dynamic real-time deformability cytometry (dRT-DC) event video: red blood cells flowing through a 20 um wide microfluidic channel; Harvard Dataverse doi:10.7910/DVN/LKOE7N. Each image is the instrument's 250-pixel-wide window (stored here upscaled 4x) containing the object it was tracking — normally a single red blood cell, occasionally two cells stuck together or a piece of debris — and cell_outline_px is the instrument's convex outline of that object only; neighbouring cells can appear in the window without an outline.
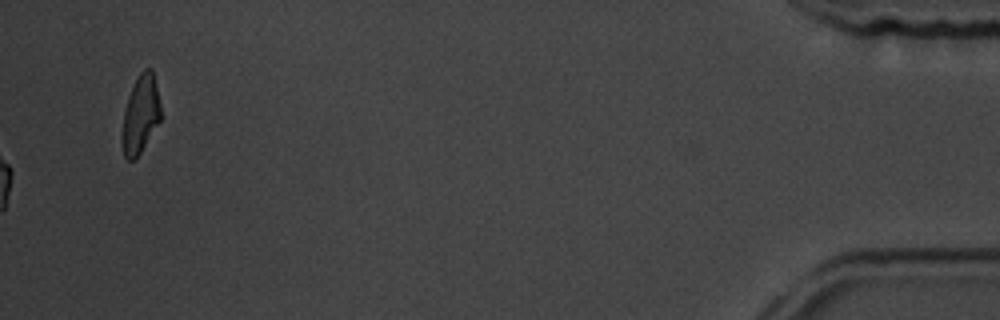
{"species": "common noctule bat (a hibernating species)", "species_latin": "Nyctalus noctula", "temperature_condition": "room temperature", "stored_images_in_passage": 43, "camera_frame_rate_fps": 3000, "um_per_image_px": 0.085, "animal": {"sex": "male", "body_mass_g": 19.5, "forearm_length_mm": 54.6}, "frame": {"image": 1, "passage_image": 43, "time_ms": 14.0, "image_size_px": [1000, 320], "cell_outline_px": [[160, 120], [140, 152], [132, 160], [128, 160], [124, 156], [120, 140], [120, 136], [124, 108], [128, 96], [140, 72], [144, 68], [152, 68], [160, 104]], "centroid_in_image_um": [11.9, 9.73], "position_along_channel_um": 423.3, "area_um2": 17.46}, "authors_computed_cell_mechanics": {"area_um2": 15.7794, "velocity_mm_per_s": 3.5962, "shape_relaxation_time_tau1_ms": 4.1168, "shape_relaxation_time_tau2_ms": 3.6492, "deformation_change_tau1": 0.1097, "deformation_change_tau2": 0.0912}}